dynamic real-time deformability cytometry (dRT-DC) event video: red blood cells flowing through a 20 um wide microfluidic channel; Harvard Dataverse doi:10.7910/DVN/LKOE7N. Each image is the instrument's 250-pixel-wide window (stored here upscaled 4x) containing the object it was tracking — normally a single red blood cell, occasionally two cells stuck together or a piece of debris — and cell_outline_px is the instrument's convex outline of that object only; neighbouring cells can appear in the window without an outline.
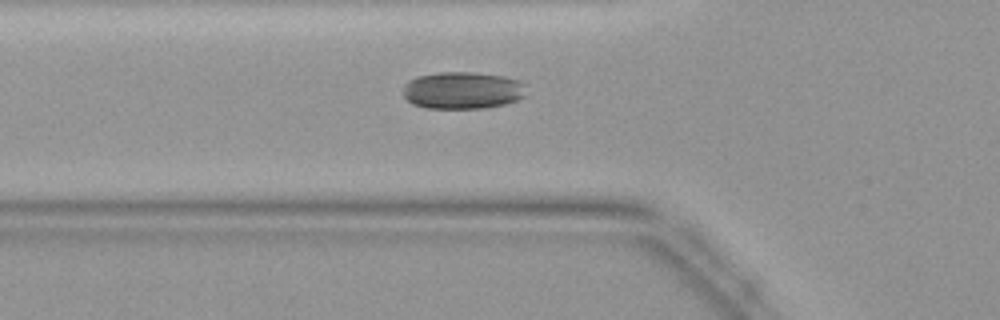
{"species": "common noctule bat (a hibernating species)", "species_latin": "Nyctalus noctula", "temperature_condition": "warm", "stored_images_in_passage": 31, "camera_frame_rate_fps": 3000, "um_per_image_px": 0.085, "animal": {"sex": "female", "body_mass_g": 19.9}, "frame": {"image": 1, "passage_image": 2, "time_ms": 0.333, "image_size_px": [1000, 320], "cell_outline_px": [[528, 96], [508, 104], [484, 108], [428, 108], [412, 104], [404, 96], [404, 84], [408, 80], [416, 76], [436, 72], [472, 72], [504, 76], [520, 80], [524, 84]], "centroid_in_image_um": [39.36, 7.68], "position_along_channel_um": 86.4, "area_um2": 27.17}}
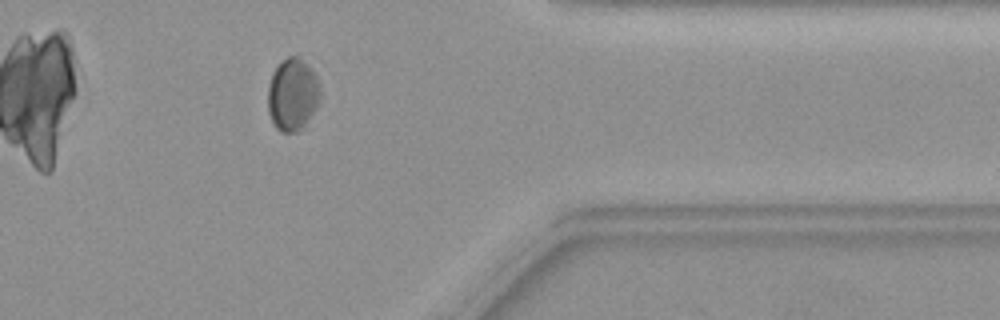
{"frame": {"image": 2, "passage_image": 23, "time_ms": 7.333, "image_size_px": [1000, 320], "cell_outline_px": [[320, 100], [316, 108], [300, 132], [280, 132], [272, 124], [268, 112], [268, 84], [272, 72], [276, 64], [280, 60], [288, 56], [296, 56], [308, 64], [312, 68], [320, 84]], "centroid_in_image_um": [24.85, 8.03], "position_along_channel_um": 386.5, "area_um2": 22.66}}
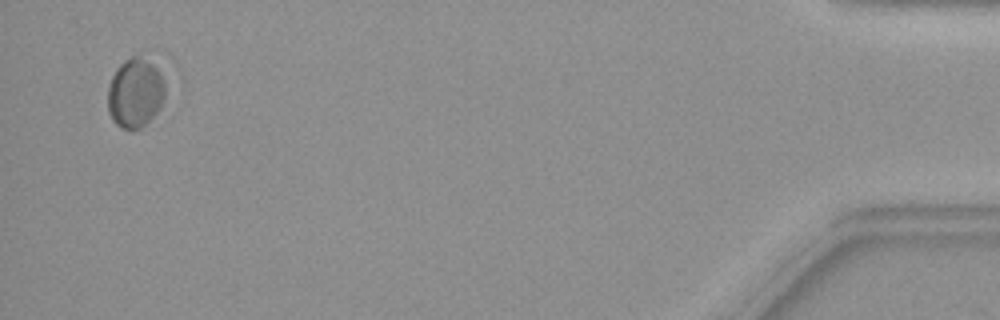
{"frame": {"image": 3, "passage_image": 30, "time_ms": 9.667, "image_size_px": [1000, 320], "cell_outline_px": [[176, 64], [160, 108], [140, 128], [120, 128], [112, 120], [108, 112], [108, 88], [112, 76], [116, 68], [124, 60], [132, 56], [168, 52]], "centroid_in_image_um": [11.82, 7.53], "position_along_channel_um": 423.4, "area_um2": 27.11}}